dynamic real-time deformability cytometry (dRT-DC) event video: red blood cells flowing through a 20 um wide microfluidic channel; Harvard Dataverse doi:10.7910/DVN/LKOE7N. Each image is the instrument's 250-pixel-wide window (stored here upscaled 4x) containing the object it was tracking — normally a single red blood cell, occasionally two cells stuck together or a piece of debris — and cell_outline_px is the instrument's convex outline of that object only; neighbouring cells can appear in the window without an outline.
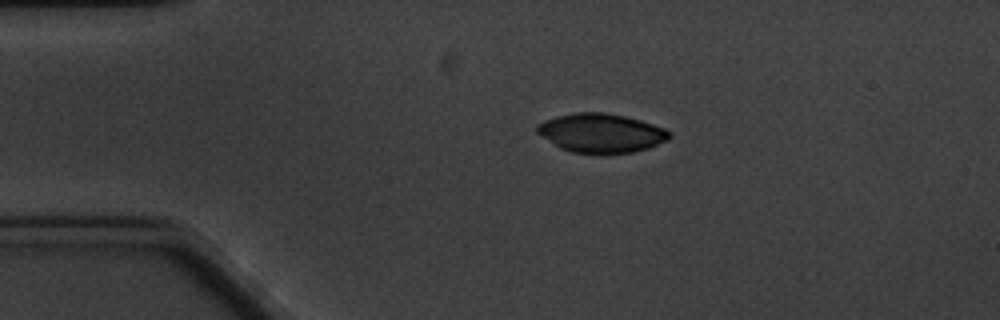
{"species": "common noctule bat (a hibernating species)", "species_latin": "Nyctalus noctula", "temperature_condition": "cold", "stored_images_in_passage": 7, "camera_frame_rate_fps": 3000, "um_per_image_px": 0.085, "animal": {"sex": "male", "body_mass_g": 20.1, "forearm_length_mm": 53.5}, "frame": {"image": 1, "passage_image": 1, "time_ms": 0.0, "image_size_px": [1000, 320], "cell_outline_px": [[672, 136], [668, 140], [648, 148], [632, 152], [608, 156], [600, 156], [572, 152], [560, 148], [536, 132], [536, 124], [544, 120], [556, 116], [576, 112], [604, 112], [624, 116], [640, 120], [664, 128]], "centroid_in_image_um": [51.07, 11.34], "position_along_channel_um": 33.9, "area_um2": 30.63}}
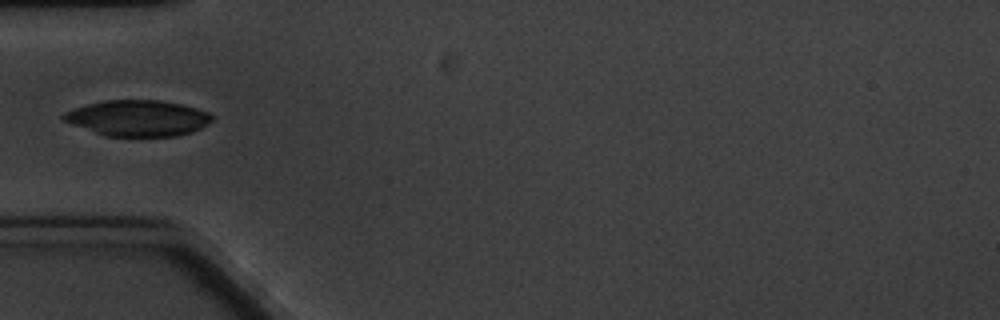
{"frame": {"image": 2, "passage_image": 3, "time_ms": 2.333, "image_size_px": [1000, 320], "cell_outline_px": [[212, 120], [208, 124], [192, 132], [176, 136], [108, 136], [72, 124], [64, 120], [60, 116], [64, 112], [88, 104], [104, 100], [160, 100], [180, 104], [196, 108], [208, 112], [212, 116]], "centroid_in_image_um": [11.74, 10.03], "position_along_channel_um": 73.3, "area_um2": 30.81}}